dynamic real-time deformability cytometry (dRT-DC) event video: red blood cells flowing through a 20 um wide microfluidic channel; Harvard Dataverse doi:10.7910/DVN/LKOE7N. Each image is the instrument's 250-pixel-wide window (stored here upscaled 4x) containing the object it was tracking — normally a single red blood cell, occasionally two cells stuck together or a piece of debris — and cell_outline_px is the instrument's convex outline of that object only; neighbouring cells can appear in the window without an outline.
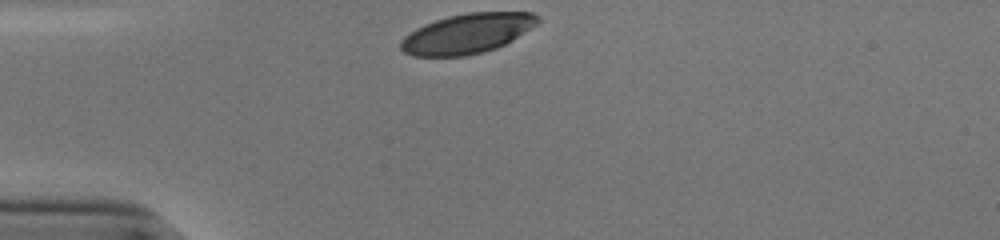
{"species": "human", "species_latin": "Homo sapiens", "temperature_condition": "cold", "stored_images_in_passage": 30, "camera_frame_rate_fps": 3000, "um_per_image_px": 0.085, "donor": {"sex": "male"}, "frame": {"image": 1, "passage_image": 1, "time_ms": 0.0, "image_size_px": [1000, 240], "cell_outline_px": [[540, 20], [536, 24], [512, 40], [496, 48], [464, 56], [412, 56], [404, 52], [400, 48], [400, 40], [408, 32], [424, 24], [448, 16], [468, 12], [532, 12], [540, 16]], "centroid_in_image_um": [39.68, 2.84], "position_along_channel_um": 45.3, "area_um2": 31.73}}
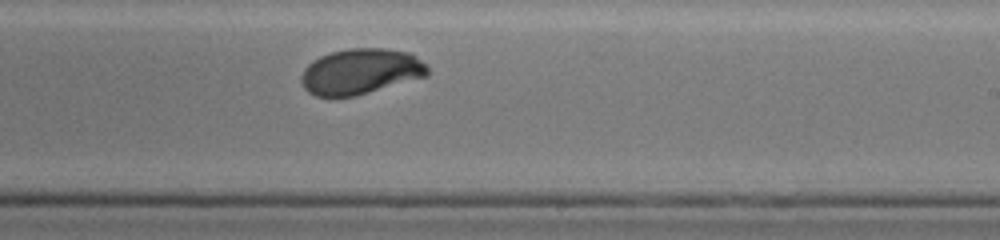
{"frame": {"image": 2, "passage_image": 20, "time_ms": 6.333, "image_size_px": [1000, 240], "cell_outline_px": [[428, 76], [356, 96], [316, 96], [308, 92], [304, 88], [300, 80], [300, 76], [304, 68], [312, 60], [320, 56], [332, 52], [348, 48], [388, 48], [408, 52], [416, 56], [428, 68]], "centroid_in_image_um": [30.64, 6.07], "position_along_channel_um": 258.4, "area_um2": 33.76}}
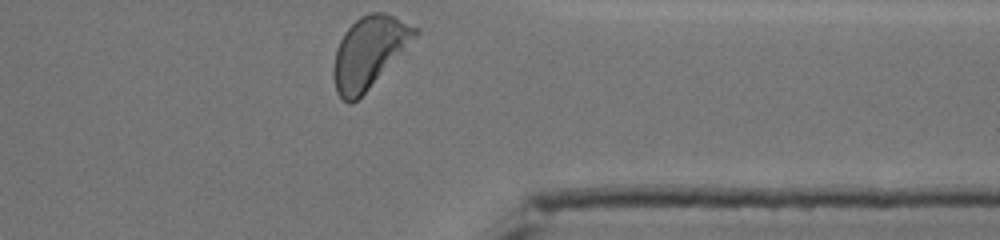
{"frame": {"image": 3, "passage_image": 30, "time_ms": 9.667, "image_size_px": [1000, 240], "cell_outline_px": [[420, 32], [368, 88], [352, 104], [348, 104], [336, 92], [332, 76], [332, 68], [336, 48], [344, 32], [360, 16], [372, 12], [384, 12], [420, 28]], "centroid_in_image_um": [31.33, 4.42], "position_along_channel_um": 380.1, "area_um2": 33.35}, "authors_computed_cell_mechanics": {"area_um2": 33.6974, "velocity_mm_per_s": 3.7928, "shape_relaxation_time_tau1_ms": 4.0125, "shape_relaxation_time_tau2_ms": null, "deformation_change_tau1": 0.1613, "deformation_change_tau2": null}}